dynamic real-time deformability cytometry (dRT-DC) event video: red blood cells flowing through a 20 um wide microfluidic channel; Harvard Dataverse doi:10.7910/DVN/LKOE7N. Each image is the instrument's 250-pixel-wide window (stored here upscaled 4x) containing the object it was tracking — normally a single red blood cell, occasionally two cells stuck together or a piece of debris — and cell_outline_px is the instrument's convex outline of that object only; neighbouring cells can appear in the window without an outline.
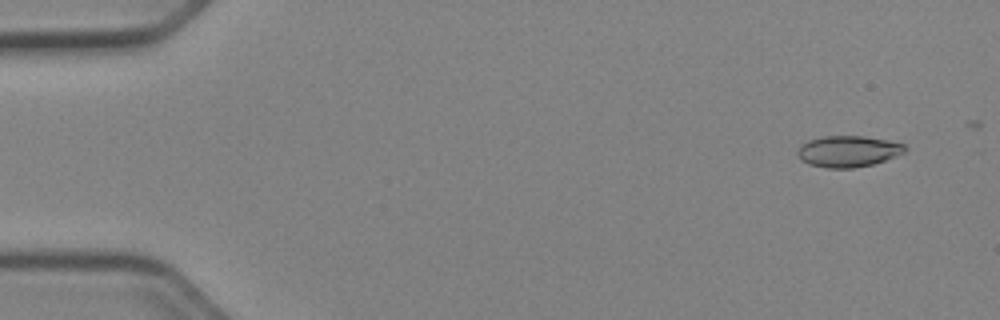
{"species": "Egyptian fruit bat (a non-hibernating species)", "species_latin": "Rousettus aegyptiacus", "temperature_condition": "cold", "stored_images_in_passage": 52, "camera_frame_rate_fps": 3000, "um_per_image_px": 0.085, "animal": {"sex": "female"}, "frame": {"image": 1, "passage_image": 4, "time_ms": 1.0, "image_size_px": [1000, 320], "cell_outline_px": [[908, 148], [904, 152], [884, 160], [872, 164], [852, 168], [828, 168], [808, 164], [800, 160], [796, 152], [808, 140], [824, 136], [864, 136], [888, 140], [904, 144]], "centroid_in_image_um": [72.08, 12.86], "position_along_channel_um": 12.9, "area_um2": 19.42}}
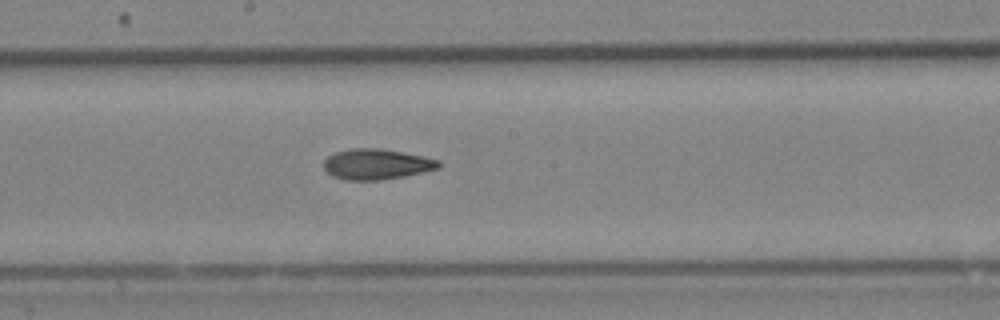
{"frame": {"image": 2, "passage_image": 29, "time_ms": 9.333, "image_size_px": [1000, 320], "cell_outline_px": [[440, 168], [424, 172], [404, 176], [380, 180], [344, 180], [332, 176], [324, 168], [324, 160], [328, 156], [336, 152], [352, 148], [376, 148], [400, 152], [440, 160]], "centroid_in_image_um": [31.99, 13.97], "position_along_channel_um": 216.2, "area_um2": 20.29}}
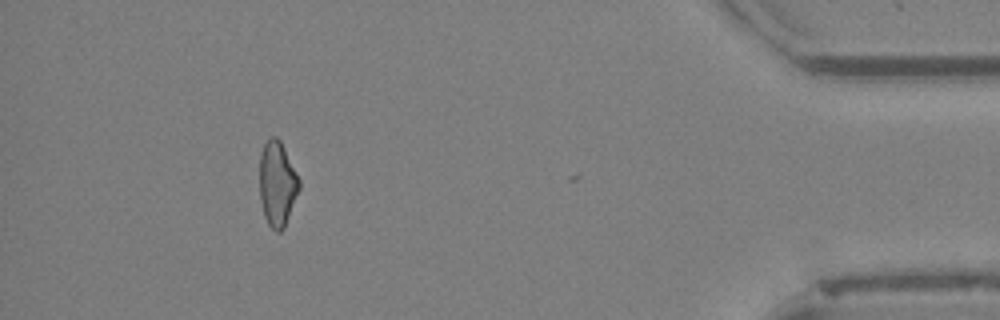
{"frame": {"image": 3, "passage_image": 48, "time_ms": 15.667, "image_size_px": [1000, 320], "cell_outline_px": [[300, 188], [284, 228], [280, 232], [276, 232], [268, 224], [264, 216], [260, 200], [260, 152], [264, 144], [272, 136], [276, 136], [280, 140], [300, 180]], "centroid_in_image_um": [23.56, 15.63], "position_along_channel_um": 411.6, "area_um2": 19.54}, "authors_computed_cell_mechanics": {"area_um2": 20.0566, "velocity_mm_per_s": 3.9878, "shape_relaxation_time_tau1_ms": null, "shape_relaxation_time_tau2_ms": 2.8909, "deformation_change_tau1": null, "deformation_change_tau2": 0.091}}